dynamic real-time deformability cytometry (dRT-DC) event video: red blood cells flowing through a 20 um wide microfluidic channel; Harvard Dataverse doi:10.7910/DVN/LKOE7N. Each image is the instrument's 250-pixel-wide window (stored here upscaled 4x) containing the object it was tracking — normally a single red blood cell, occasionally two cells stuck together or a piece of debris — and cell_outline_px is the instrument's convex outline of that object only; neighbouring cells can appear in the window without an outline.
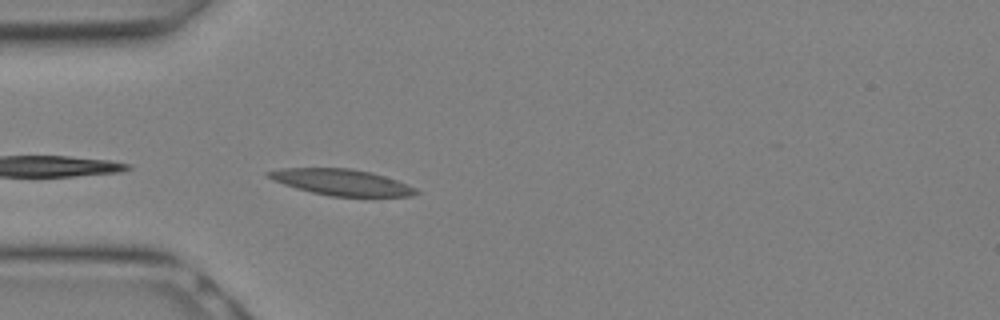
{"species": "Egyptian fruit bat (a non-hibernating species)", "species_latin": "Rousettus aegyptiacus", "temperature_condition": "warm", "stored_images_in_passage": 7, "camera_frame_rate_fps": 3000, "um_per_image_px": 0.085, "animal": {"sex": "female"}, "frame": {"image": 1, "passage_image": 5, "time_ms": 1.333, "image_size_px": [1000, 320], "cell_outline_px": [[420, 192], [412, 196], [332, 196], [312, 192], [284, 184], [268, 176], [264, 172], [280, 168], [352, 168], [372, 172], [408, 184], [416, 188]], "centroid_in_image_um": [29.07, 15.48], "position_along_channel_um": 55.9, "area_um2": 22.25}}
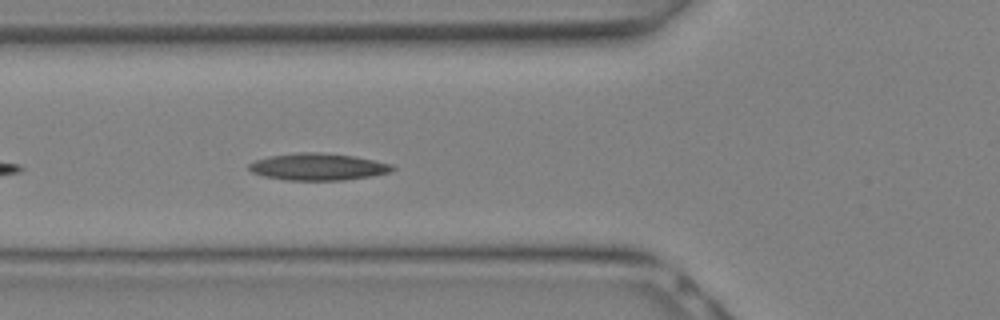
{"frame": {"image": 2, "passage_image": 7, "time_ms": 2.0, "image_size_px": [1000, 320], "cell_outline_px": [[396, 168], [388, 172], [372, 176], [344, 180], [284, 180], [264, 176], [252, 172], [248, 168], [248, 164], [256, 160], [268, 156], [296, 152], [308, 152], [352, 156], [392, 164]], "centroid_in_image_um": [26.99, 14.18], "position_along_channel_um": 98.8, "area_um2": 22.31}}